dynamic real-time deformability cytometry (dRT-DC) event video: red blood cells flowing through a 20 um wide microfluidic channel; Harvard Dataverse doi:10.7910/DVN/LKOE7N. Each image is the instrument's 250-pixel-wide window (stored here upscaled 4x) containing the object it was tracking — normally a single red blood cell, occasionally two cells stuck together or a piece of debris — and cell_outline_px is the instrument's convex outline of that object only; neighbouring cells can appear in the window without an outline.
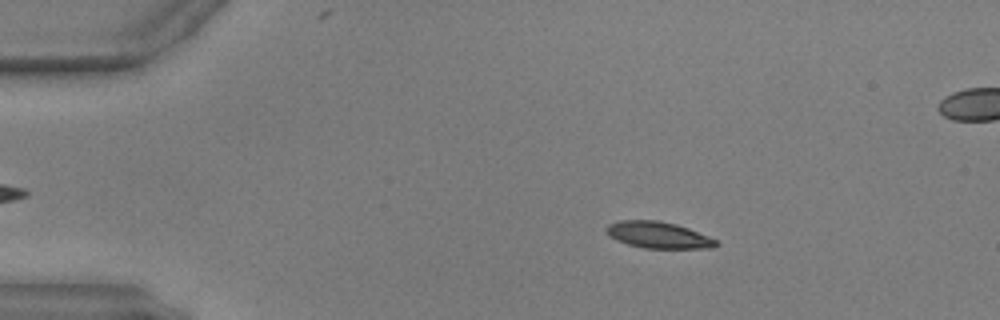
{"species": "common noctule bat (a hibernating species)", "species_latin": "Nyctalus noctula", "temperature_condition": "warm", "stored_images_in_passage": 48, "camera_frame_rate_fps": 3000, "um_per_image_px": 0.085, "animal": {"sex": "male", "body_mass_g": 17.9, "forearm_length_mm": 54.2}, "frame": {"image": 1, "passage_image": 9, "time_ms": 2.667, "image_size_px": [1000, 320], "cell_outline_px": [[716, 244], [680, 248], [664, 248], [636, 244], [624, 240], [620, 236], [628, 224], [668, 224], [692, 232], [712, 240]], "centroid_in_image_um": [56.37, 20.09], "position_along_channel_um": 28.6, "area_um2": 11.62}}
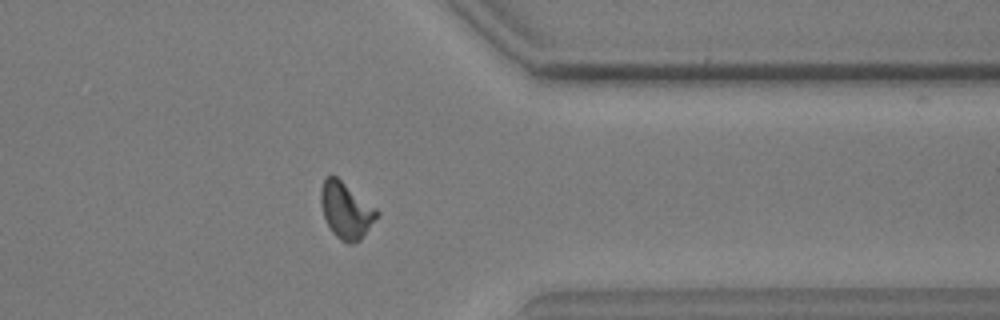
{"frame": {"image": 2, "passage_image": 41, "time_ms": 13.333, "image_size_px": [1000, 320], "cell_outline_px": [[376, 216], [364, 224], [332, 224], [328, 220], [324, 208], [324, 188], [328, 180], [332, 176], [376, 212]], "centroid_in_image_um": [29.32, 17.45], "position_along_channel_um": 382.1, "area_um2": 11.33}}
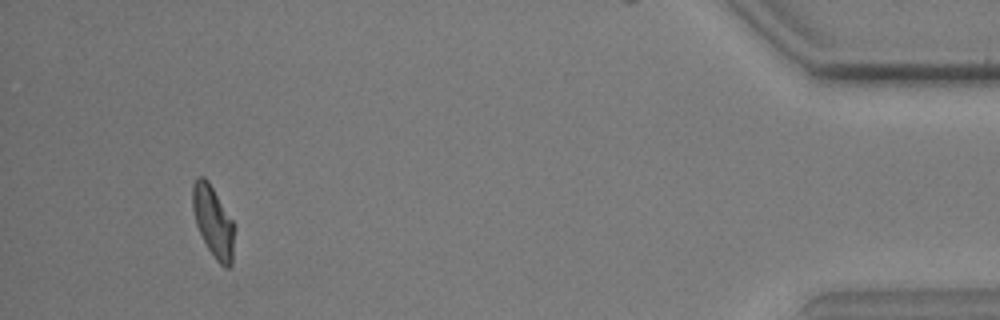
{"frame": {"image": 3, "passage_image": 48, "time_ms": 15.667, "image_size_px": [1000, 320], "cell_outline_px": [[232, 236], [228, 264], [204, 232], [200, 224], [196, 212], [196, 192], [204, 180], [208, 184], [232, 224]], "centroid_in_image_um": [18.19, 18.72], "position_along_channel_um": 417.0, "area_um2": 11.73}}